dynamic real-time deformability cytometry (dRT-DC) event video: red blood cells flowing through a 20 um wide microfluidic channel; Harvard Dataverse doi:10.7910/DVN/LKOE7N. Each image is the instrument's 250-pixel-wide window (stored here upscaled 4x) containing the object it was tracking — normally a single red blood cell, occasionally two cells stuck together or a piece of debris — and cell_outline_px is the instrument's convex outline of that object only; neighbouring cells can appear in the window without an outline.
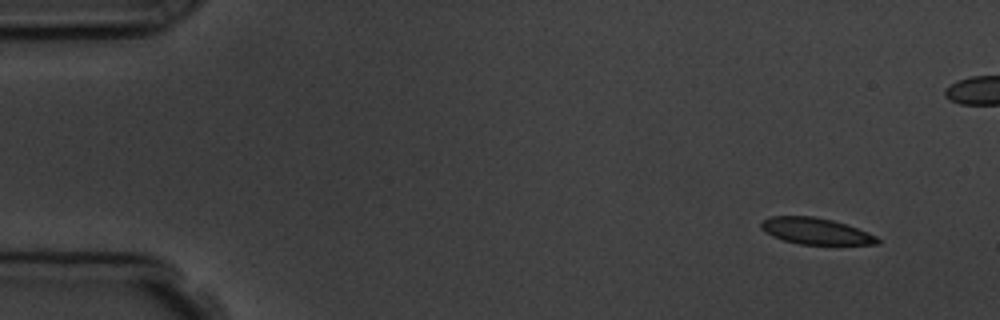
{"species": "common noctule bat (a hibernating species)", "species_latin": "Nyctalus noctula", "temperature_condition": "room temperature", "stored_images_in_passage": 5, "camera_frame_rate_fps": 3000, "um_per_image_px": 0.085, "animal": {"sex": "male", "body_mass_g": 19.5, "forearm_length_mm": 54.6}, "frame": {"image": 1, "passage_image": 1, "time_ms": 0.0, "image_size_px": [1000, 320], "cell_outline_px": [[880, 244], [800, 244], [784, 240], [772, 236], [764, 232], [760, 228], [760, 224], [764, 220], [772, 216], [812, 216], [832, 220], [868, 232], [876, 236], [880, 240]], "centroid_in_image_um": [69.31, 19.64], "position_along_channel_um": 15.7, "area_um2": 17.69}}